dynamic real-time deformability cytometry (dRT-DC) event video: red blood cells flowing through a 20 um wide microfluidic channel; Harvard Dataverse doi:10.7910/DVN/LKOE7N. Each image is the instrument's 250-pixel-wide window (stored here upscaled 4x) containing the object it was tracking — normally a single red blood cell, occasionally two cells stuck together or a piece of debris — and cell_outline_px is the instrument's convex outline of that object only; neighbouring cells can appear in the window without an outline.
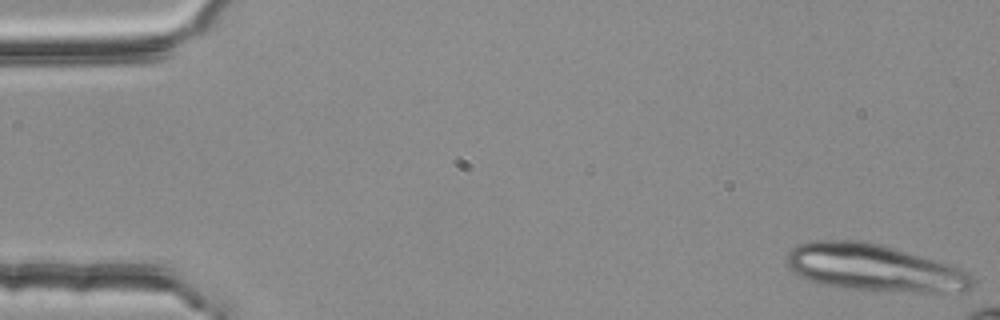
{"species": "common noctule bat (a hibernating species)", "species_latin": "Nyctalus noctula", "temperature_condition": "room temperature", "stored_images_in_passage": 5, "camera_frame_rate_fps": 3000, "um_per_image_px": 0.085, "animal": {"sex": "female", "body_mass_g": 25.1}, "frame": {"image": 1, "passage_image": 1, "time_ms": 0.0, "image_size_px": [1000, 320], "cell_outline_px": [[972, 288], [964, 292], [872, 292], [836, 288], [808, 280], [792, 272], [788, 264], [788, 252], [796, 244], [812, 240], [868, 240], [948, 264], [960, 268], [968, 272], [972, 276]], "centroid_in_image_um": [74.29, 22.78], "position_along_channel_um": 10.7, "area_um2": 51.73}}